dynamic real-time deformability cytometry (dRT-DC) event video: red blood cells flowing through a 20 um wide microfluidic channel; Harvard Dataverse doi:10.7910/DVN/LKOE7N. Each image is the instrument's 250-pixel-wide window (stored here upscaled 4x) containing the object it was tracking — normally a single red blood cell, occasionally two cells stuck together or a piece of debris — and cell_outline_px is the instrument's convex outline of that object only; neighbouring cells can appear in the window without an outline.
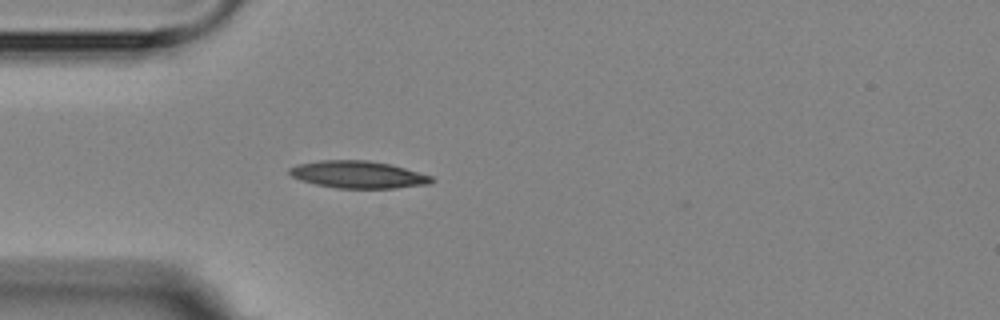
{"species": "Egyptian fruit bat (a non-hibernating species)", "species_latin": "Rousettus aegyptiacus", "temperature_condition": "room temperature", "stored_images_in_passage": 1, "camera_frame_rate_fps": 3000, "um_per_image_px": 0.085, "animal": {"sex": "female"}, "frame": {"image": 1, "passage_image": 1, "time_ms": 0.0, "image_size_px": [1000, 320], "cell_outline_px": [[436, 180], [428, 184], [392, 188], [336, 188], [316, 184], [300, 180], [292, 176], [288, 172], [288, 168], [296, 164], [320, 160], [368, 160], [392, 164], [432, 176]], "centroid_in_image_um": [30.42, 14.83], "position_along_channel_um": 54.6, "area_um2": 22.66}}